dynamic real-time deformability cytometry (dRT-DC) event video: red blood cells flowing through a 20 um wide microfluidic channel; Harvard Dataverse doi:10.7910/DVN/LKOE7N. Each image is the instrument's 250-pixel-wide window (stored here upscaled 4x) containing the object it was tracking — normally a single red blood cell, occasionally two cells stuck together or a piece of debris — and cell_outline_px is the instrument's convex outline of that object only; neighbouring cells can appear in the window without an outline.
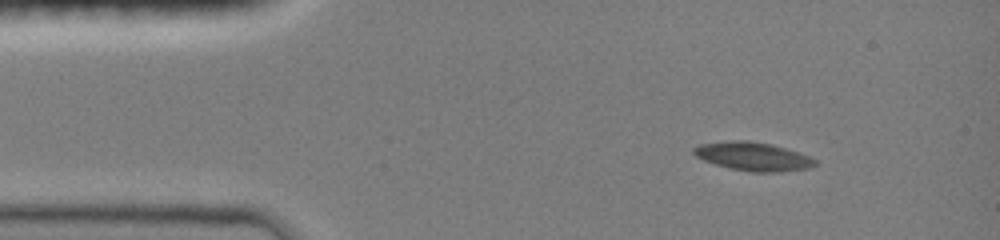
{"species": "common noctule bat (a hibernating species)", "species_latin": "Nyctalus noctula", "temperature_condition": "room temperature", "stored_images_in_passage": 43, "camera_frame_rate_fps": 3000, "um_per_image_px": 0.085, "animal": {"sex": "female", "body_mass_g": 19.0, "forearm_length_mm": 51.5}, "frame": {"image": 1, "passage_image": 1, "time_ms": 0.0, "image_size_px": [1000, 240], "cell_outline_px": [[816, 164], [808, 168], [780, 172], [752, 172], [732, 168], [716, 164], [704, 160], [696, 156], [692, 152], [692, 148], [700, 144], [728, 140], [748, 140], [772, 144], [808, 156], [816, 160]], "centroid_in_image_um": [63.97, 13.28], "position_along_channel_um": 21.0, "area_um2": 20.0}}
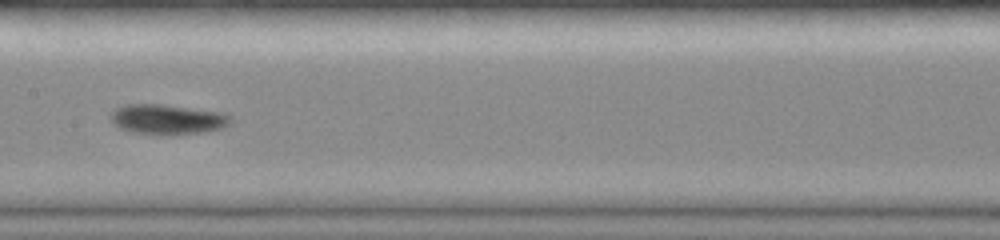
{"frame": {"image": 2, "passage_image": 19, "time_ms": 6.0, "image_size_px": [1000, 240], "cell_outline_px": [[232, 120], [228, 124], [220, 128], [204, 132], [168, 136], [132, 132], [120, 128], [108, 116], [116, 108], [128, 104], [160, 104], [228, 112], [232, 116]], "centroid_in_image_um": [14.28, 10.14], "position_along_channel_um": 193.1, "area_um2": 21.33}}
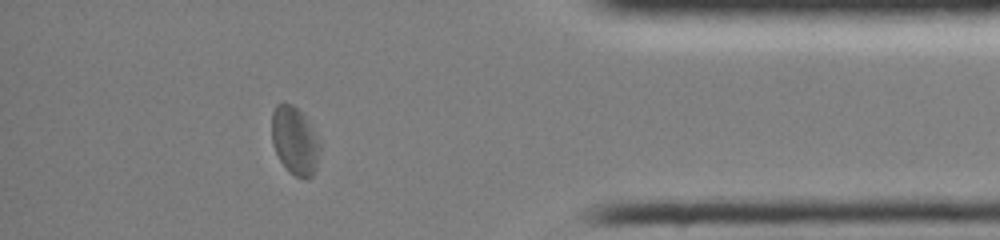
{"frame": {"image": 3, "passage_image": 37, "time_ms": 12.0, "image_size_px": [1000, 240], "cell_outline_px": [[324, 140], [316, 168], [312, 176], [296, 176], [288, 172], [280, 160], [272, 144], [272, 112], [276, 104], [292, 104], [304, 116]], "centroid_in_image_um": [25.11, 11.95], "position_along_channel_um": 410.1, "area_um2": 19.48}, "authors_computed_cell_mechanics": {"area_um2": 19.8254, "velocity_mm_per_s": 3.9533, "shape_relaxation_time_tau1_ms": 3.5973, "shape_relaxation_time_tau2_ms": 1.2264, "deformation_change_tau1": 0.1327, "deformation_change_tau2": 0.0515}}